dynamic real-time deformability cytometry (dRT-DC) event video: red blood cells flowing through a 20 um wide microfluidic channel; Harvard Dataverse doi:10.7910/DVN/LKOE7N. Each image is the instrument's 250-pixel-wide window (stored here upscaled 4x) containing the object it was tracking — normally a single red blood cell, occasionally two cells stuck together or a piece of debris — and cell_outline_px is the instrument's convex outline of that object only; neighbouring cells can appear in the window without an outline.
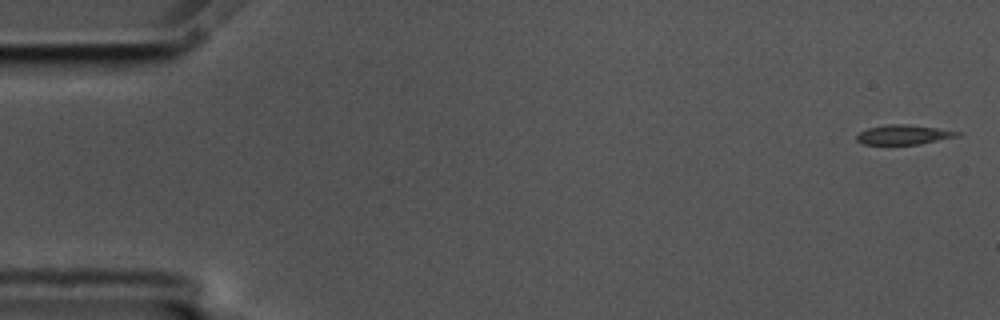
{"species": "common noctule bat (a hibernating species)", "species_latin": "Nyctalus noctula", "temperature_condition": "cold", "stored_images_in_passage": 56, "camera_frame_rate_fps": 3000, "um_per_image_px": 0.085, "animal": {"sex": "male", "body_mass_g": 17.5, "forearm_length_mm": 52.3}, "frame": {"image": 1, "passage_image": 1, "time_ms": 0.0, "image_size_px": [1000, 320], "cell_outline_px": [[964, 132], [960, 136], [920, 144], [864, 144], [856, 140], [856, 136], [860, 132], [868, 128], [888, 124], [908, 124]], "centroid_in_image_um": [76.85, 11.44], "position_along_channel_um": 8.1, "area_um2": 11.5}}
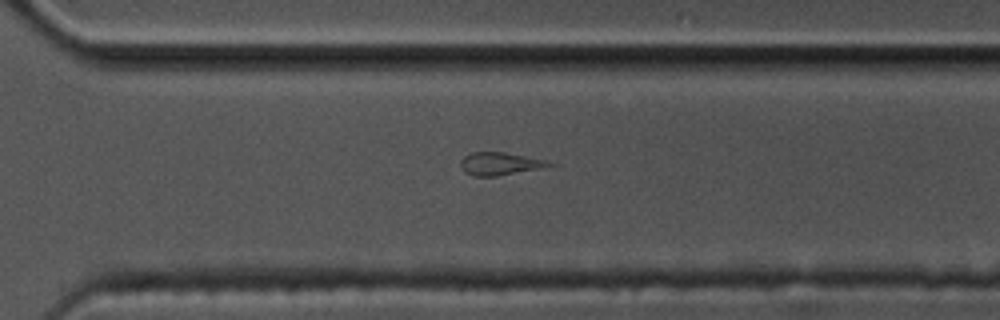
{"frame": {"image": 2, "passage_image": 39, "time_ms": 12.667, "image_size_px": [1000, 320], "cell_outline_px": [[560, 164], [552, 168], [496, 176], [472, 176], [464, 172], [460, 164], [460, 160], [464, 156], [472, 152], [504, 152], [544, 160]], "centroid_in_image_um": [42.6, 13.94], "position_along_channel_um": 328.0, "area_um2": 12.2}}
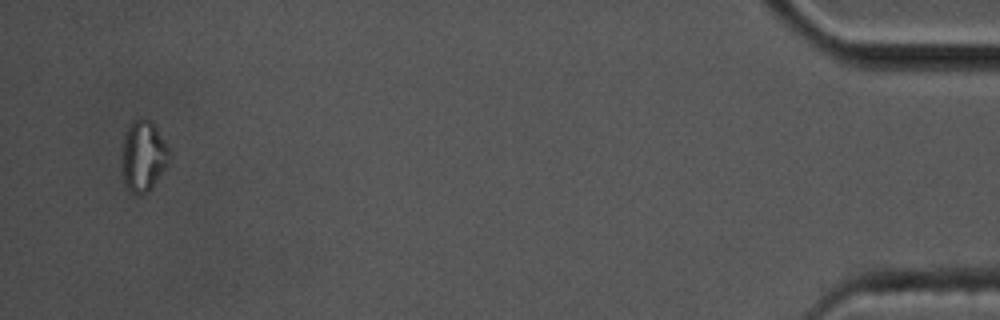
{"frame": {"image": 3, "passage_image": 54, "time_ms": 17.667, "image_size_px": [1000, 320], "cell_outline_px": [[168, 164], [148, 192], [136, 196], [124, 184], [124, 132], [128, 124], [136, 116], [144, 116], [152, 120], [168, 148]], "centroid_in_image_um": [12.18, 13.19], "position_along_channel_um": 423.0, "area_um2": 19.36}, "authors_computed_cell_mechanics": {"area_um2": 12.1958, "velocity_mm_per_s": 3.5691, "shape_relaxation_time_tau1_ms": null, "shape_relaxation_time_tau2_ms": 4.0748, "deformation_change_tau1": null, "deformation_change_tau2": 0.0558}}